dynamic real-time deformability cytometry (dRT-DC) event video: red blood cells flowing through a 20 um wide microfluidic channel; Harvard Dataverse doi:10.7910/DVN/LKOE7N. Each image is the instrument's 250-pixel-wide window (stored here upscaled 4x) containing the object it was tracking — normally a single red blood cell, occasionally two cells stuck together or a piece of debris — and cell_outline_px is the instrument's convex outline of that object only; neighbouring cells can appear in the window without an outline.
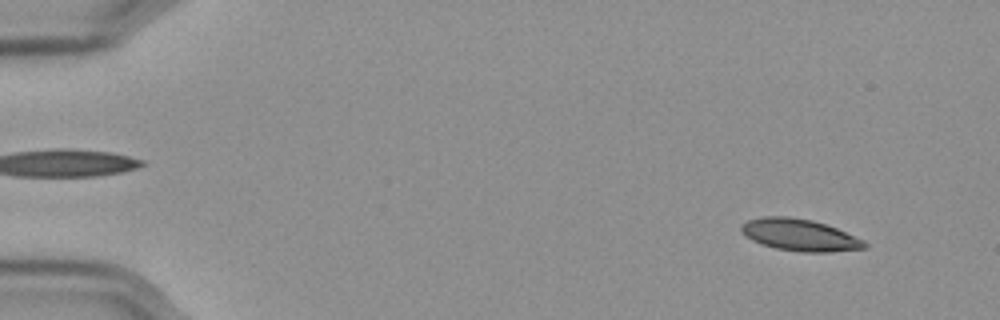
{"species": "Egyptian fruit bat (a non-hibernating species)", "species_latin": "Rousettus aegyptiacus", "temperature_condition": "cold", "stored_images_in_passage": 57, "camera_frame_rate_fps": 3000, "um_per_image_px": 0.085, "frame": {"image": 1, "passage_image": 5, "time_ms": 1.333, "image_size_px": [1000, 320], "cell_outline_px": [[868, 248], [832, 252], [800, 252], [776, 248], [760, 244], [752, 240], [740, 228], [740, 224], [748, 220], [760, 216], [788, 216], [812, 220], [836, 228], [864, 240], [868, 244]], "centroid_in_image_um": [67.99, 19.97], "position_along_channel_um": 17.0, "area_um2": 22.95}}
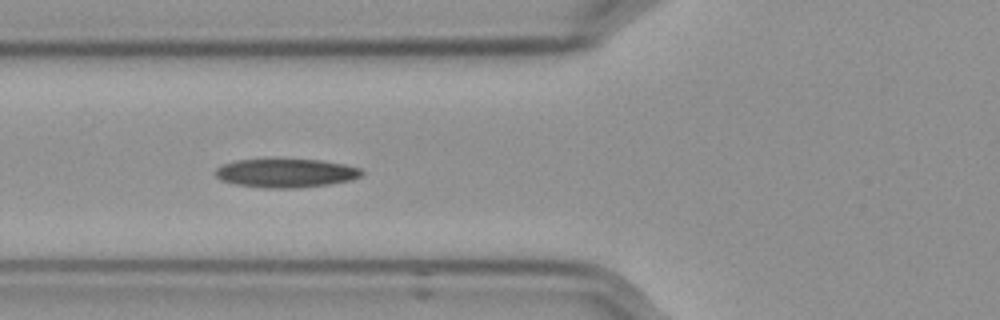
{"frame": {"image": 2, "passage_image": 22, "time_ms": 7.0, "image_size_px": [1000, 320], "cell_outline_px": [[364, 172], [360, 176], [352, 180], [328, 184], [300, 188], [264, 188], [236, 184], [220, 180], [216, 176], [216, 168], [224, 164], [236, 160], [320, 160], [344, 164], [360, 168]], "centroid_in_image_um": [24.32, 14.72], "position_along_channel_um": 101.5, "area_um2": 24.28}}
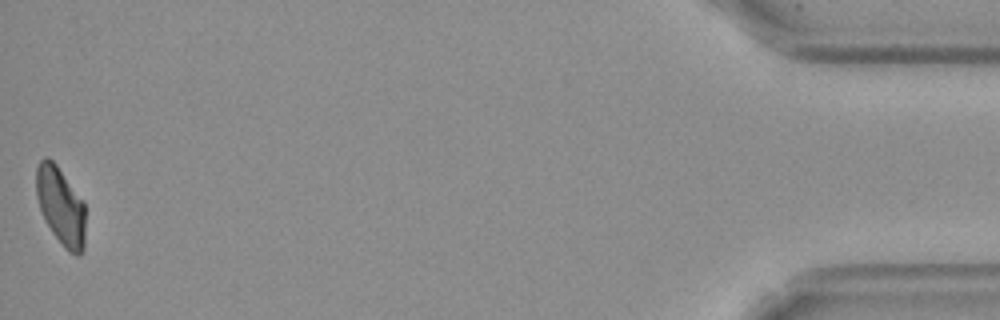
{"frame": {"image": 3, "passage_image": 57, "time_ms": 18.667, "image_size_px": [1000, 320], "cell_outline_px": [[84, 252], [80, 256], [76, 256], [68, 252], [64, 248], [52, 232], [40, 208], [36, 196], [36, 168], [40, 160], [44, 156], [48, 156], [56, 164], [84, 200]], "centroid_in_image_um": [5.17, 17.51], "position_along_channel_um": 430.0, "area_um2": 22.48}}